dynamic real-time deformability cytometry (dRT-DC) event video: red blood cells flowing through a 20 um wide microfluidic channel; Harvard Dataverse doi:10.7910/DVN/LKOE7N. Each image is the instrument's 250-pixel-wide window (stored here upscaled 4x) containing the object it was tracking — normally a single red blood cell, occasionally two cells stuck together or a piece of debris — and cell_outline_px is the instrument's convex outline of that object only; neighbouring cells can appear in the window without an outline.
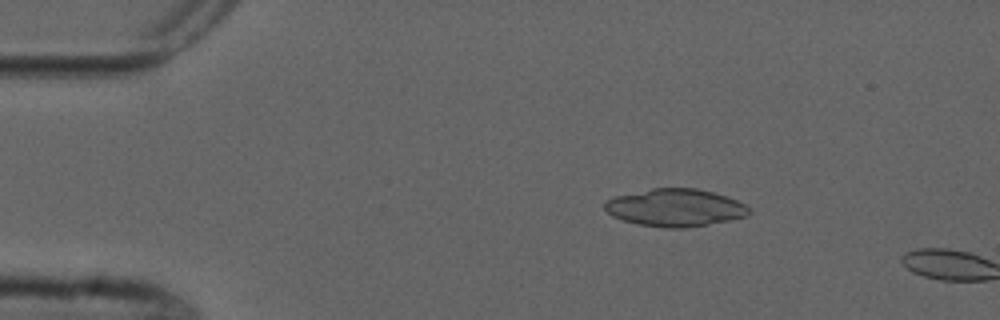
{"species": "common noctule bat (a hibernating species)", "species_latin": "Nyctalus noctula", "temperature_condition": "cold", "stored_images_in_passage": 4, "camera_frame_rate_fps": 3000, "um_per_image_px": 0.085, "animal": {"sex": "male", "forearm_length_mm": 52.5}, "frame": {"image": 1, "passage_image": 3, "time_ms": 2.333, "image_size_px": [1000, 320], "cell_outline_px": [[752, 212], [748, 216], [708, 224], [684, 228], [664, 228], [636, 224], [612, 216], [604, 208], [604, 200], [612, 196], [652, 188], [696, 188], [712, 192], [736, 200], [744, 204]], "centroid_in_image_um": [57.34, 17.65], "position_along_channel_um": 27.7, "area_um2": 31.67}}